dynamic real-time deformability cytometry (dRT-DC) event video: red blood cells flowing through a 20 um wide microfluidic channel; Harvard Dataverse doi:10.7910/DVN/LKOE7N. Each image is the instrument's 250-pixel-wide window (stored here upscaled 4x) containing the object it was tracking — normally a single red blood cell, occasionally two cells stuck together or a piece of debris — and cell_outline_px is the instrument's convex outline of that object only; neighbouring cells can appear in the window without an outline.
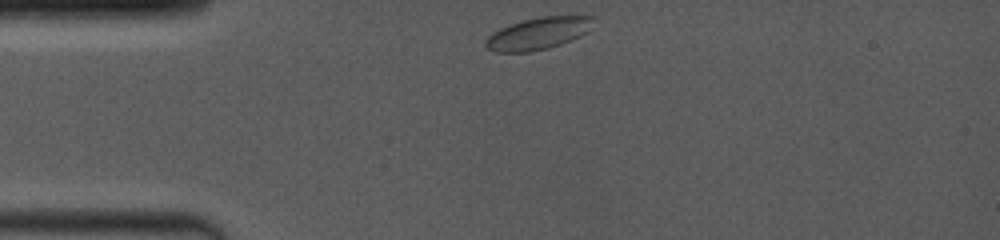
{"species": "common noctule bat (a hibernating species)", "species_latin": "Nyctalus noctula", "temperature_condition": "room temperature", "stored_images_in_passage": 5, "camera_frame_rate_fps": 4000, "um_per_image_px": 0.085, "animal": {"sex": "female", "body_mass_g": 19.0, "forearm_length_mm": 53.3}, "frame": {"image": 1, "passage_image": 1, "time_ms": 0.0, "image_size_px": [1000, 240], "cell_outline_px": [[596, 16], [588, 32], [572, 40], [548, 48], [528, 52], [492, 52], [484, 44], [484, 40], [492, 32], [500, 28], [524, 20], [540, 16]], "centroid_in_image_um": [45.74, 2.85], "position_along_channel_um": 39.3, "area_um2": 20.17}}
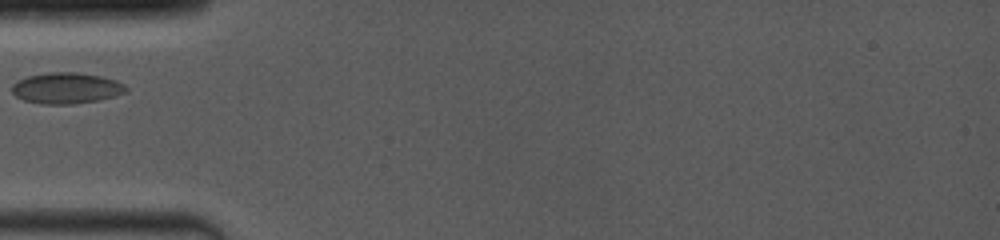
{"frame": {"image": 2, "passage_image": 3, "time_ms": 1.75, "image_size_px": [1000, 240], "cell_outline_px": [[128, 92], [96, 100], [72, 104], [40, 104], [24, 100], [16, 96], [12, 92], [12, 84], [28, 76], [52, 72], [76, 72], [100, 76], [124, 84], [128, 88]], "centroid_in_image_um": [5.62, 7.49], "position_along_channel_um": 79.4, "area_um2": 20.35}}
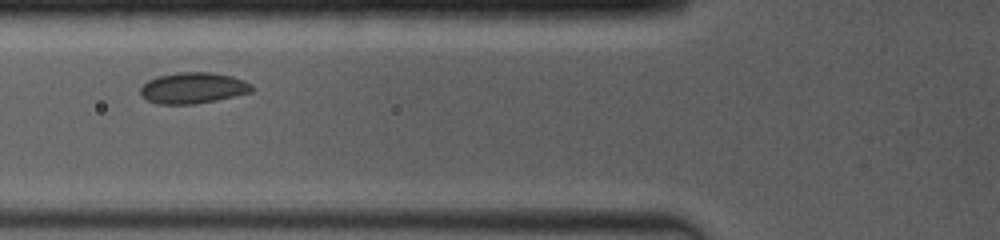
{"frame": {"image": 3, "passage_image": 4, "time_ms": 2.5, "image_size_px": [1000, 240], "cell_outline_px": [[256, 88], [252, 92], [216, 100], [196, 104], [156, 104], [140, 96], [140, 88], [148, 80], [156, 76], [176, 72], [212, 72], [232, 76], [244, 80], [252, 84]], "centroid_in_image_um": [16.42, 7.47], "position_along_channel_um": 109.4, "area_um2": 20.46}}